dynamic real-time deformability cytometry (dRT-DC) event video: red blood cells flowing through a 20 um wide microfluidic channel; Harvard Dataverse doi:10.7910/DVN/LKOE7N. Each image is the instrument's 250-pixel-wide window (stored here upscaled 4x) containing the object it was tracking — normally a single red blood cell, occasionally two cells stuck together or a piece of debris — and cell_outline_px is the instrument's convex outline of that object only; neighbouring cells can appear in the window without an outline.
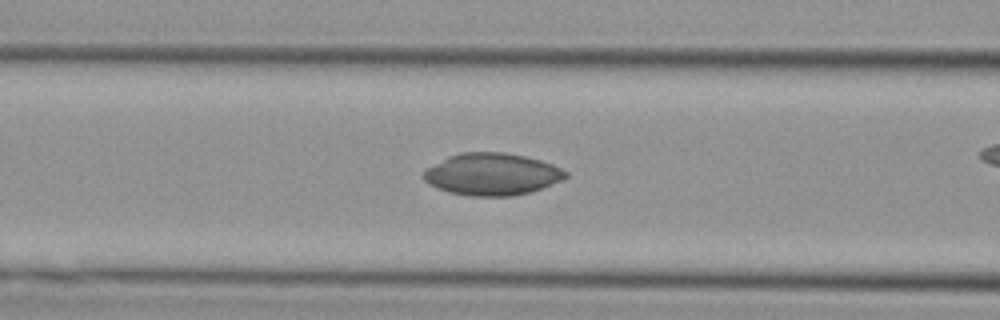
{"species": "Egyptian fruit bat (a non-hibernating species)", "species_latin": "Rousettus aegyptiacus", "temperature_condition": "cold", "stored_images_in_passage": 34, "camera_frame_rate_fps": 3000, "um_per_image_px": 0.085, "animal": {"sex": "female"}, "frame": {"image": 1, "passage_image": 16, "time_ms": 5.0, "image_size_px": [1000, 320], "cell_outline_px": [[568, 176], [560, 180], [532, 192], [512, 196], [468, 196], [448, 192], [436, 188], [428, 184], [420, 176], [428, 168], [448, 156], [460, 152], [504, 152], [524, 156], [540, 160], [552, 164], [568, 172]], "centroid_in_image_um": [41.79, 14.81], "position_along_channel_um": 124.8, "area_um2": 34.91}}
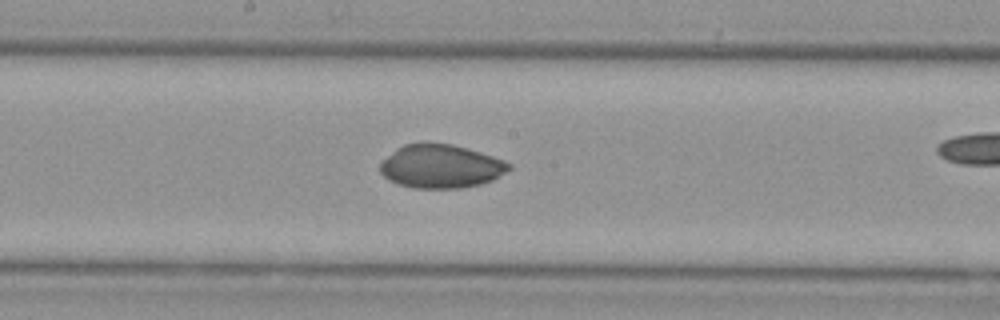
{"frame": {"image": 2, "passage_image": 22, "time_ms": 7.0, "image_size_px": [1000, 320], "cell_outline_px": [[512, 168], [492, 180], [480, 184], [460, 188], [412, 188], [388, 180], [380, 172], [380, 164], [396, 148], [404, 144], [452, 144], [480, 152], [504, 160], [512, 164]], "centroid_in_image_um": [37.48, 14.15], "position_along_channel_um": 210.7, "area_um2": 32.31}}
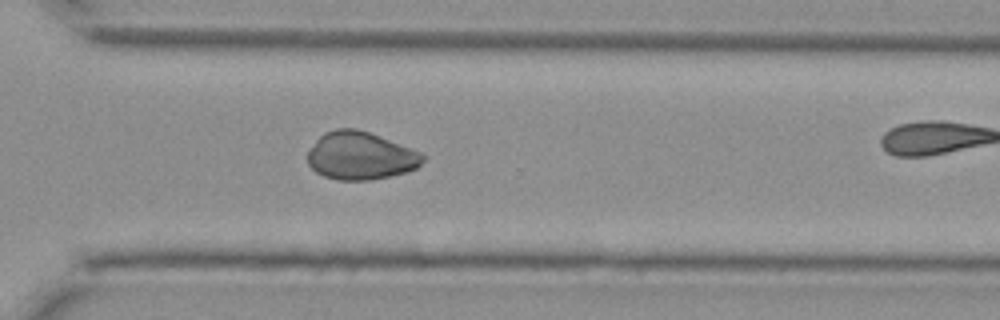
{"frame": {"image": 3, "passage_image": 31, "time_ms": 10.0, "image_size_px": [1000, 320], "cell_outline_px": [[424, 160], [416, 168], [408, 172], [368, 180], [336, 180], [324, 176], [316, 172], [308, 164], [308, 152], [316, 140], [324, 132], [336, 128], [356, 128], [380, 136], [420, 152], [424, 156]], "centroid_in_image_um": [30.62, 13.24], "position_along_channel_um": 340.0, "area_um2": 31.96}}